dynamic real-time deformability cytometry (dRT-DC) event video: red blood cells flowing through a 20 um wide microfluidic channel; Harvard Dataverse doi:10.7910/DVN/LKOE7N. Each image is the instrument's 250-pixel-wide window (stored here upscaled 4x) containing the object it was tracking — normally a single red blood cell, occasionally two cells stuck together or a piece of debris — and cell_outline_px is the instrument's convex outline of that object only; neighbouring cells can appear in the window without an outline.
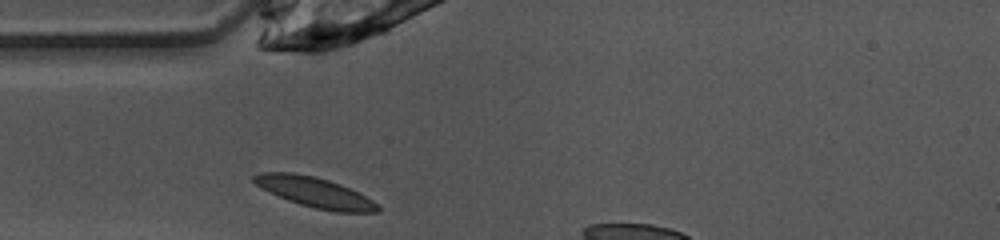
{"species": "common noctule bat (a hibernating species)", "species_latin": "Nyctalus noctula", "temperature_condition": "warm", "stored_images_in_passage": 5, "camera_frame_rate_fps": 3000, "um_per_image_px": 0.085, "animal": {"sex": "female", "body_mass_g": 10.0, "forearm_length_mm": 53.1}, "frame": {"image": 1, "passage_image": 1, "time_ms": 0.0, "image_size_px": [1000, 240], "cell_outline_px": [[380, 212], [336, 212], [316, 208], [300, 204], [288, 200], [260, 188], [252, 180], [252, 176], [260, 172], [292, 172], [316, 176], [340, 184], [380, 204]], "centroid_in_image_um": [26.75, 16.34], "position_along_channel_um": 58.3, "area_um2": 21.68}}